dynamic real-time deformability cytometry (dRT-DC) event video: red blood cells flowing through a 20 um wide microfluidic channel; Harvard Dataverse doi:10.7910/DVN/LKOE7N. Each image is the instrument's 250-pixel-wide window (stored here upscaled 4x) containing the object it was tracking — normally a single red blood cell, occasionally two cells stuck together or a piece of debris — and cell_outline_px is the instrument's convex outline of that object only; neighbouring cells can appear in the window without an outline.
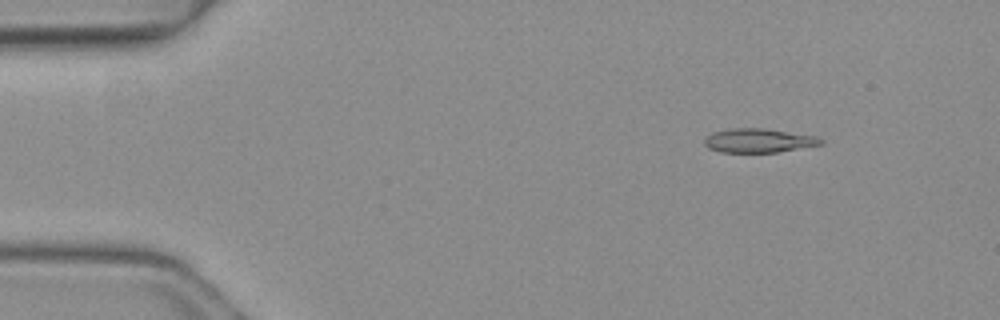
{"species": "common noctule bat (a hibernating species)", "species_latin": "Nyctalus noctula", "temperature_condition": "warm", "stored_images_in_passage": 5, "camera_frame_rate_fps": 3000, "um_per_image_px": 0.085, "animal": {"sex": "female", "body_mass_g": 19.3, "forearm_length_mm": 54.1}, "frame": {"image": 1, "passage_image": 2, "time_ms": 0.333, "image_size_px": [1000, 320], "cell_outline_px": [[824, 144], [776, 152], [720, 152], [708, 148], [704, 144], [704, 140], [712, 132], [732, 128], [764, 128], [816, 136], [824, 140]], "centroid_in_image_um": [64.48, 11.94], "position_along_channel_um": 20.5, "area_um2": 16.24}}
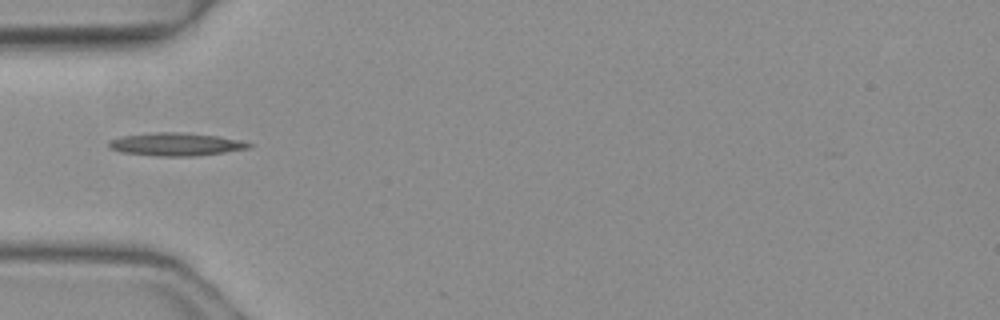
{"frame": {"image": 2, "passage_image": 4, "time_ms": 1.0, "image_size_px": [1000, 320], "cell_outline_px": [[252, 144], [248, 148], [224, 152], [196, 156], [156, 156], [120, 152], [108, 148], [108, 140], [120, 136], [152, 132], [184, 132], [216, 136], [240, 140]], "centroid_in_image_um": [14.86, 12.26], "position_along_channel_um": 70.1, "area_um2": 18.84}}
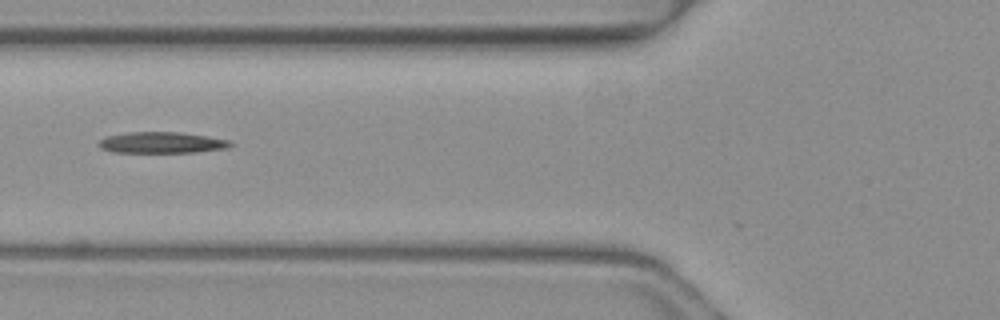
{"frame": {"image": 3, "passage_image": 5, "time_ms": 1.333, "image_size_px": [1000, 320], "cell_outline_px": [[232, 144], [228, 148], [196, 152], [112, 152], [100, 148], [96, 144], [104, 136], [128, 132], [180, 132], [208, 136], [232, 140]], "centroid_in_image_um": [13.73, 12.11], "position_along_channel_um": 112.1, "area_um2": 16.42}}